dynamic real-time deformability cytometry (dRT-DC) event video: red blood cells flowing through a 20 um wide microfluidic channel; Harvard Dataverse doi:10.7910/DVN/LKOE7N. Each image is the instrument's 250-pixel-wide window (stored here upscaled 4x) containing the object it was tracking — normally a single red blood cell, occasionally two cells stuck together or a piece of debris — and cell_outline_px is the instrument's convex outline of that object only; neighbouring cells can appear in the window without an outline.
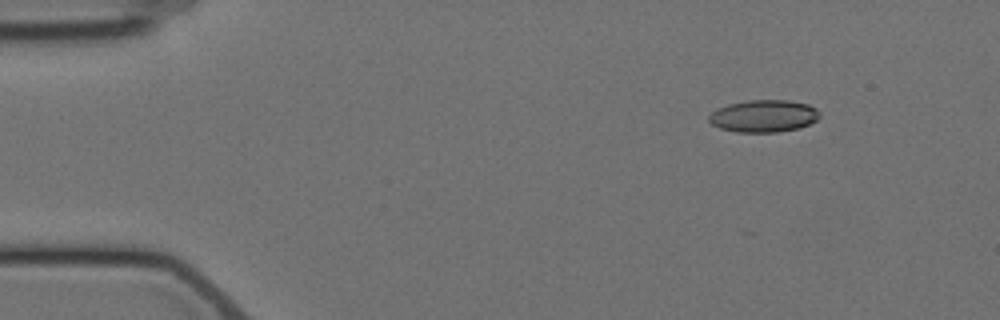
{"species": "Egyptian fruit bat (a non-hibernating species)", "species_latin": "Rousettus aegyptiacus", "temperature_condition": "cold", "stored_images_in_passage": 9, "camera_frame_rate_fps": 3000, "um_per_image_px": 0.085, "animal": {"sex": "female"}, "frame": {"image": 1, "passage_image": 2, "time_ms": 1.333, "image_size_px": [1000, 320], "cell_outline_px": [[820, 116], [816, 120], [800, 128], [776, 132], [736, 132], [720, 128], [712, 124], [708, 120], [708, 116], [716, 108], [728, 104], [748, 100], [788, 100], [808, 104], [816, 108], [820, 112]], "centroid_in_image_um": [64.91, 9.86], "position_along_channel_um": 20.1, "area_um2": 20.92}}